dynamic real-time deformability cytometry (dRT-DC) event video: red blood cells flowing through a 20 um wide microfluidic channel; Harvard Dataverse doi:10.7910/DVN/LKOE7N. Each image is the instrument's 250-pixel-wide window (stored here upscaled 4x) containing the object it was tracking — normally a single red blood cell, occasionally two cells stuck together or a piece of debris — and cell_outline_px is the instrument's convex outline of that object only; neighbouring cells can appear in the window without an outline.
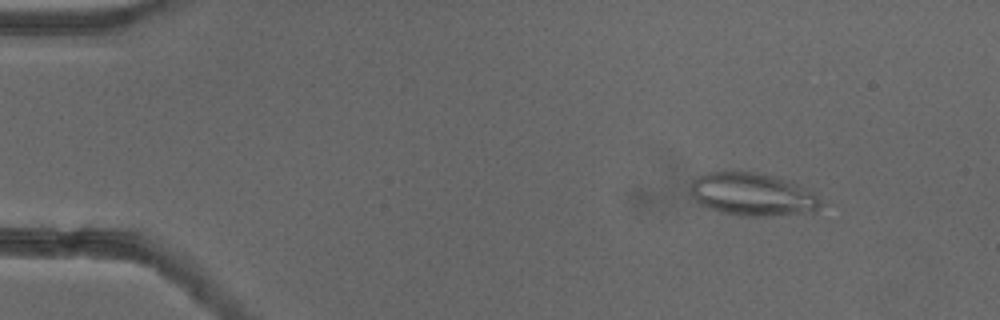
{"species": "common noctule bat (a hibernating species)", "species_latin": "Nyctalus noctula", "temperature_condition": "cold", "stored_images_in_passage": 53, "camera_frame_rate_fps": 3000, "um_per_image_px": 0.085, "animal": {"sex": "female"}, "frame": {"image": 1, "passage_image": 7, "time_ms": 2.0, "image_size_px": [1000, 320], "cell_outline_px": [[820, 204], [816, 212], [772, 216], [740, 216], [720, 212], [696, 204], [688, 192], [692, 180], [696, 176], [704, 172], [752, 172], [776, 176], [788, 180], [816, 192]], "centroid_in_image_um": [63.91, 16.53], "position_along_channel_um": 21.1, "area_um2": 33.23}}
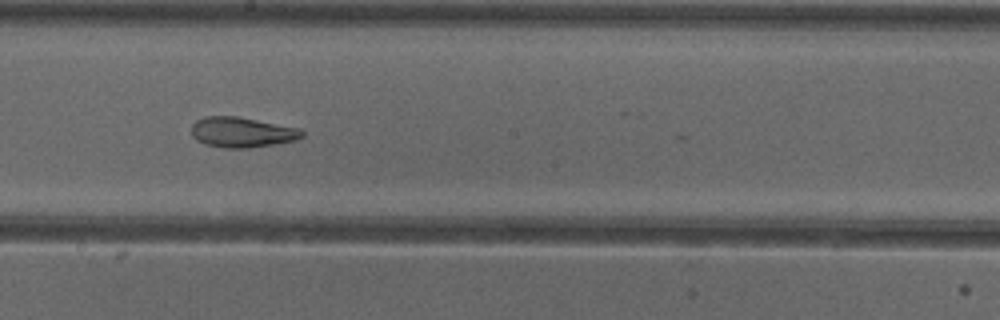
{"frame": {"image": 2, "passage_image": 30, "time_ms": 9.667, "image_size_px": [1000, 320], "cell_outline_px": [[304, 136], [296, 140], [248, 148], [224, 148], [204, 144], [196, 140], [192, 136], [192, 124], [196, 120], [204, 116], [240, 116], [300, 128], [304, 132]], "centroid_in_image_um": [20.56, 11.23], "position_along_channel_um": 227.6, "area_um2": 19.71}}
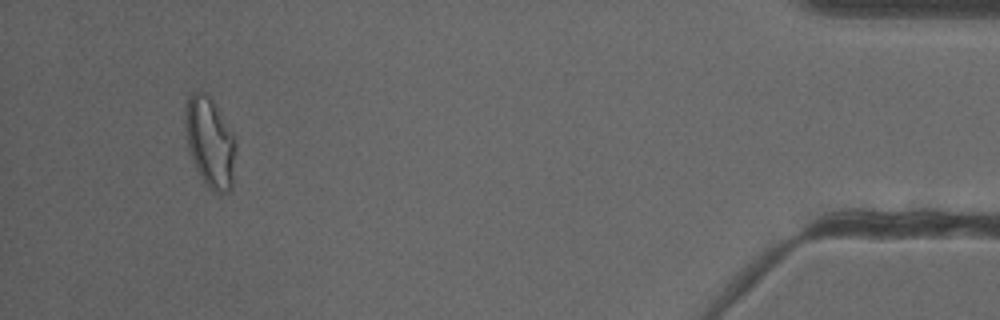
{"frame": {"image": 3, "passage_image": 50, "time_ms": 16.333, "image_size_px": [1000, 320], "cell_outline_px": [[236, 144], [232, 188], [228, 192], [220, 196], [208, 188], [200, 176], [188, 152], [184, 128], [184, 108], [188, 96], [192, 92], [204, 92], [212, 100], [232, 136]], "centroid_in_image_um": [17.8, 12.15], "position_along_channel_um": 417.4, "area_um2": 26.65}, "authors_computed_cell_mechanics": {"area_um2": 24.3916, "velocity_mm_per_s": 3.9004, "shape_relaxation_time_tau1_ms": null, "shape_relaxation_time_tau2_ms": 2.7772, "deformation_change_tau1": null, "deformation_change_tau2": 0.1052}}